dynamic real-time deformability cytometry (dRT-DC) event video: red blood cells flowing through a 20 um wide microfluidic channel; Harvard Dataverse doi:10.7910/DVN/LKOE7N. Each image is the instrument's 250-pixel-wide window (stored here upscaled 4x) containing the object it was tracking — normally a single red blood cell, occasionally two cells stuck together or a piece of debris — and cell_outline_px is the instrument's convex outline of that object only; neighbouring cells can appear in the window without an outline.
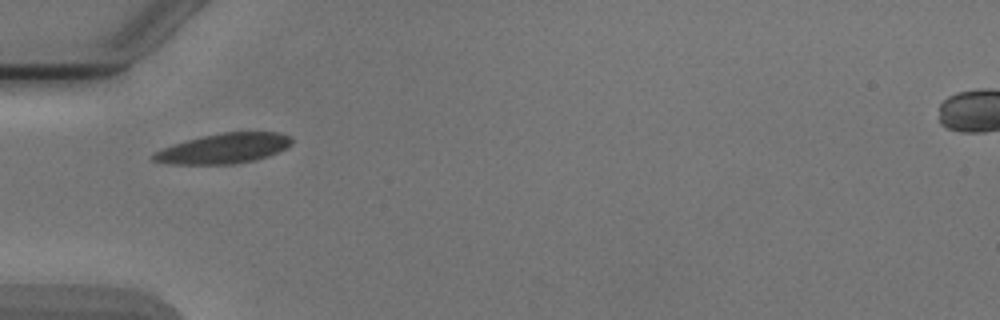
{"species": "Egyptian fruit bat (a non-hibernating species)", "species_latin": "Rousettus aegyptiacus", "temperature_condition": "cold", "stored_images_in_passage": 4, "camera_frame_rate_fps": 3000, "um_per_image_px": 0.085, "animal": {"sex": "male"}, "frame": {"image": 1, "passage_image": 1, "time_ms": 0.0, "image_size_px": [1000, 320], "cell_outline_px": [[292, 144], [288, 148], [268, 156], [252, 160], [232, 164], [172, 164], [152, 160], [152, 152], [188, 140], [204, 136], [224, 132], [280, 132], [292, 136]], "centroid_in_image_um": [19.08, 12.61], "position_along_channel_um": 65.9, "area_um2": 24.04}}
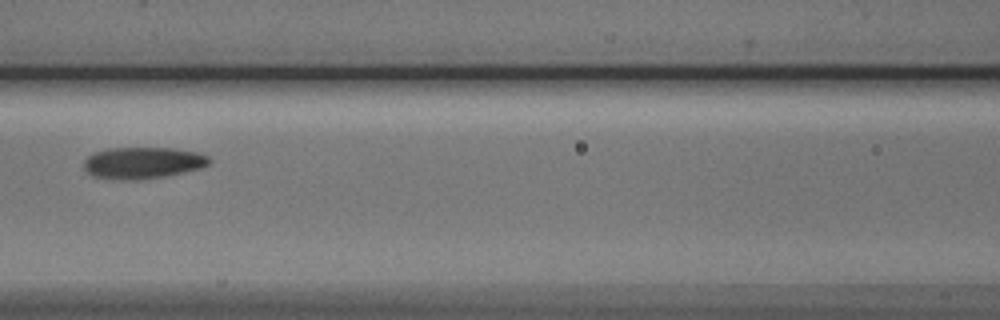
{"frame": {"image": 2, "passage_image": 3, "time_ms": 2.333, "image_size_px": [1000, 320], "cell_outline_px": [[212, 160], [208, 164], [200, 168], [164, 176], [136, 180], [124, 180], [92, 176], [84, 168], [84, 160], [92, 152], [108, 148], [172, 148], [196, 152], [208, 156]], "centroid_in_image_um": [12.1, 13.83], "position_along_channel_um": 154.5, "area_um2": 23.0}}
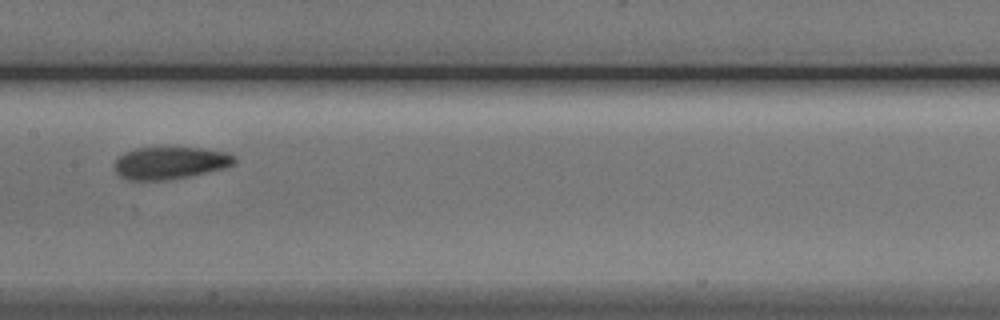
{"frame": {"image": 3, "passage_image": 4, "time_ms": 3.333, "image_size_px": [1000, 320], "cell_outline_px": [[236, 164], [228, 168], [188, 176], [164, 180], [128, 180], [120, 176], [116, 172], [112, 164], [124, 152], [136, 148], [200, 148], [228, 152], [236, 156]], "centroid_in_image_um": [14.49, 13.85], "position_along_channel_um": 192.9, "area_um2": 22.77}}